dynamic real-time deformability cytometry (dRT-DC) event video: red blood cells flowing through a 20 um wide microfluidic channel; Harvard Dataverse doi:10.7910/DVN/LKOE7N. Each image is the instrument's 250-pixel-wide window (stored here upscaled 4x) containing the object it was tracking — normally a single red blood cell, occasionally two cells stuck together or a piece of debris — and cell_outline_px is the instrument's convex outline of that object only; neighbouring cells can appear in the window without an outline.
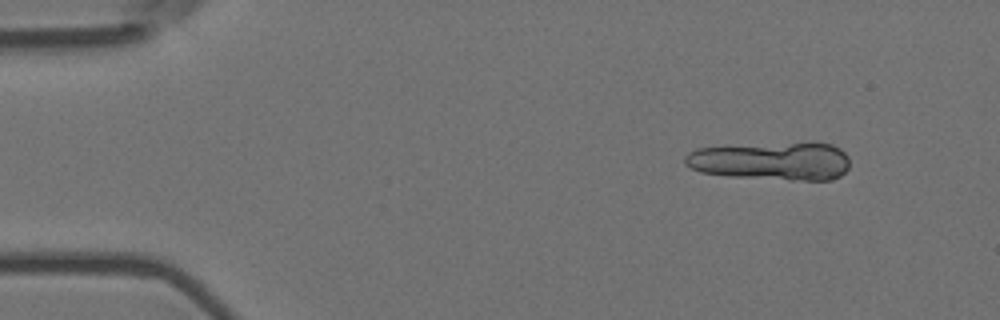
{"species": "Egyptian fruit bat (a non-hibernating species)", "species_latin": "Rousettus aegyptiacus", "temperature_condition": "room temperature", "stored_images_in_passage": 8, "segment_of_instrument_passage": [1, 2], "camera_frame_rate_fps": 3000, "um_per_image_px": 0.085, "animal": {"sex": "female"}, "frame": {"image": 1, "passage_image": 2, "time_ms": 0.333, "image_size_px": [1000, 320], "cell_outline_px": [[848, 168], [840, 176], [832, 180], [788, 180], [732, 176], [700, 172], [684, 164], [684, 156], [688, 152], [696, 148], [792, 144], [832, 144], [840, 148], [848, 156]], "centroid_in_image_um": [65.58, 13.73], "position_along_channel_um": 19.4, "area_um2": 35.89}}